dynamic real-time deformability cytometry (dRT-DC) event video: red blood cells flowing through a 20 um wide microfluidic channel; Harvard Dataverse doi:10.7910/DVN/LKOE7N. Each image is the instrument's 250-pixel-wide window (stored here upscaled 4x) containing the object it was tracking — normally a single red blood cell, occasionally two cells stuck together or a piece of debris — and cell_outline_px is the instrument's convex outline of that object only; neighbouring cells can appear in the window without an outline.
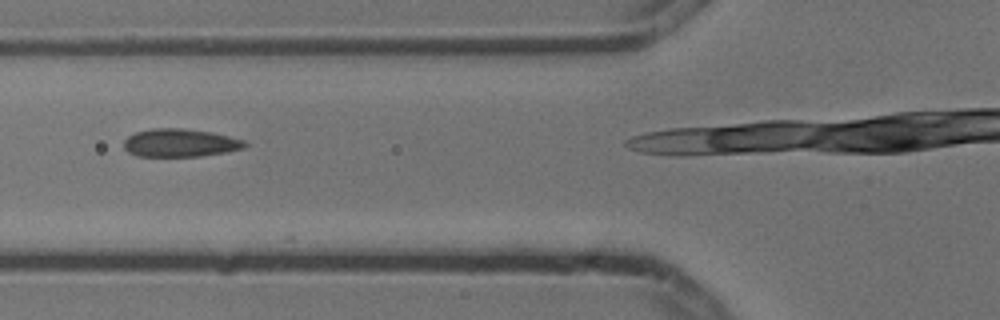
{"species": "common noctule bat (a hibernating species)", "species_latin": "Nyctalus noctula", "temperature_condition": "cold", "stored_images_in_passage": 4, "camera_frame_rate_fps": 3000, "um_per_image_px": 0.085, "animal": {"sex": "male", "body_mass_g": 13.3}, "frame": {"image": 1, "passage_image": 2, "time_ms": 0.333, "image_size_px": [1000, 320], "cell_outline_px": [[248, 144], [244, 148], [224, 152], [200, 156], [136, 156], [128, 152], [124, 148], [124, 140], [128, 136], [136, 132], [152, 128], [184, 128], [212, 132], [244, 140]], "centroid_in_image_um": [15.29, 12.14], "position_along_channel_um": 110.5, "area_um2": 19.77}}